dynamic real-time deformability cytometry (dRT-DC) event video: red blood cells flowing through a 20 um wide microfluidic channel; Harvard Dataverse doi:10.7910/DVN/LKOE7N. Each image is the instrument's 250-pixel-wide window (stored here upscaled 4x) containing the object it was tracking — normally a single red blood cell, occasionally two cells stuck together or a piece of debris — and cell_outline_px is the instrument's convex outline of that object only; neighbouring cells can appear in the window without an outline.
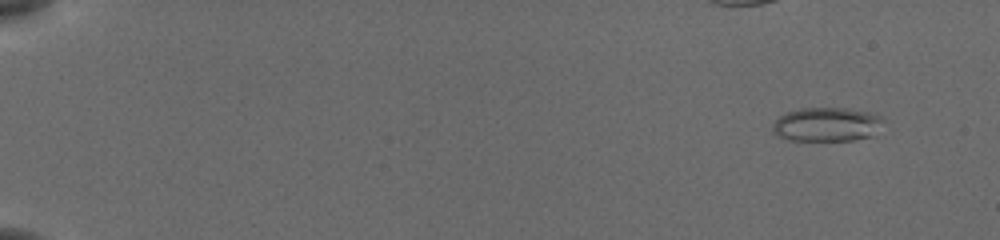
{"species": "common noctule bat (a hibernating species)", "species_latin": "Nyctalus noctula", "temperature_condition": "cold", "stored_images_in_passage": 50, "camera_frame_rate_fps": 3000, "um_per_image_px": 0.085, "animal": {"sex": "female", "body_mass_g": 19.5, "forearm_length_mm": 54.1}, "frame": {"image": 1, "passage_image": 1, "time_ms": 0.0, "image_size_px": [1000, 240], "cell_outline_px": [[884, 120], [872, 136], [852, 140], [788, 140], [772, 132], [772, 124], [780, 116], [788, 112], [800, 108], [844, 108], [876, 112]], "centroid_in_image_um": [70.29, 10.56], "position_along_channel_um": 14.7, "area_um2": 21.96}}
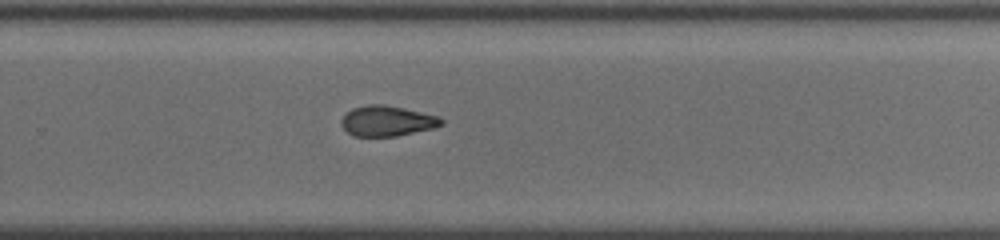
{"frame": {"image": 2, "passage_image": 34, "time_ms": 11.0, "image_size_px": [1000, 240], "cell_outline_px": [[444, 124], [432, 128], [396, 136], [352, 136], [340, 124], [340, 120], [352, 108], [368, 104], [384, 104], [404, 108], [440, 116], [444, 120]], "centroid_in_image_um": [32.91, 10.27], "position_along_channel_um": 296.9, "area_um2": 17.74}}
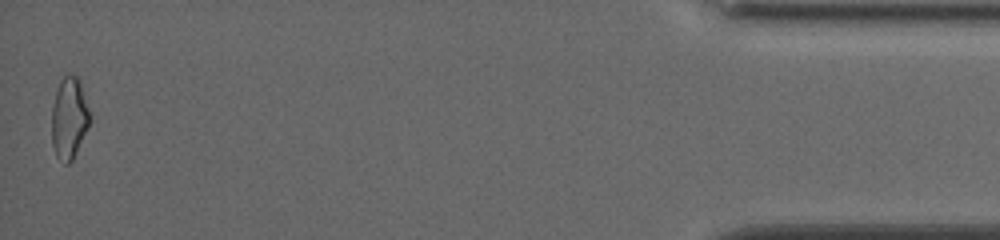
{"frame": {"image": 3, "passage_image": 50, "time_ms": 16.333, "image_size_px": [1000, 240], "cell_outline_px": [[88, 124], [76, 152], [72, 160], [68, 164], [64, 164], [56, 156], [52, 144], [52, 108], [56, 92], [60, 80], [68, 72], [72, 72], [80, 80], [88, 108]], "centroid_in_image_um": [5.84, 10.0], "position_along_channel_um": 429.4, "area_um2": 17.8}, "authors_computed_cell_mechanics": {"area_um2": 18.207, "velocity_mm_per_s": 3.8988, "shape_relaxation_time_tau1_ms": 7.6735, "shape_relaxation_time_tau2_ms": 2.6565, "deformation_change_tau1": 0.2236, "deformation_change_tau2": 0.0928}}